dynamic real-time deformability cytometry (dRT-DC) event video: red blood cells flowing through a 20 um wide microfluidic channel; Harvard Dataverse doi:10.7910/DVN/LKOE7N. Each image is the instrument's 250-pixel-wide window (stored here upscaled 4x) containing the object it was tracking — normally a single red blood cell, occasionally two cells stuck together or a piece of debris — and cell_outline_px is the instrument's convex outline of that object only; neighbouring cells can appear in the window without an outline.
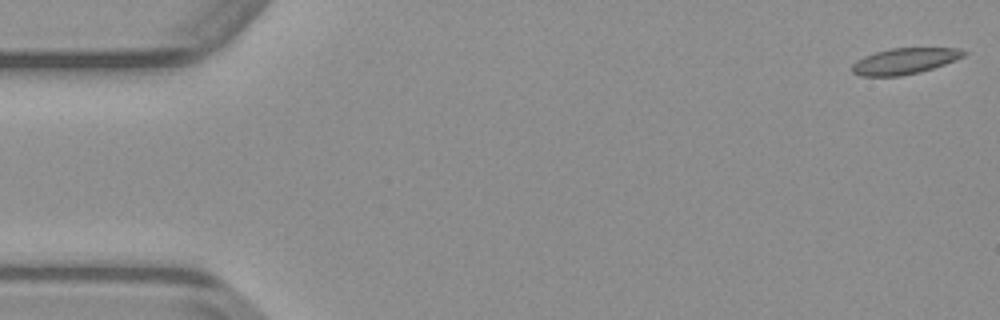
{"species": "common noctule bat (a hibernating species)", "species_latin": "Nyctalus noctula", "temperature_condition": "warm", "stored_images_in_passage": 48, "camera_frame_rate_fps": 3000, "um_per_image_px": 0.085, "animal": {"sex": "male", "body_mass_g": 23.1, "forearm_length_mm": 52.7}, "frame": {"image": 1, "passage_image": 1, "time_ms": 0.0, "image_size_px": [1000, 320], "cell_outline_px": [[968, 52], [964, 56], [944, 64], [920, 72], [900, 76], [860, 76], [852, 72], [852, 64], [856, 60], [864, 56], [876, 52], [892, 48], [960, 48]], "centroid_in_image_um": [76.88, 5.19], "position_along_channel_um": 8.1, "area_um2": 16.88}}
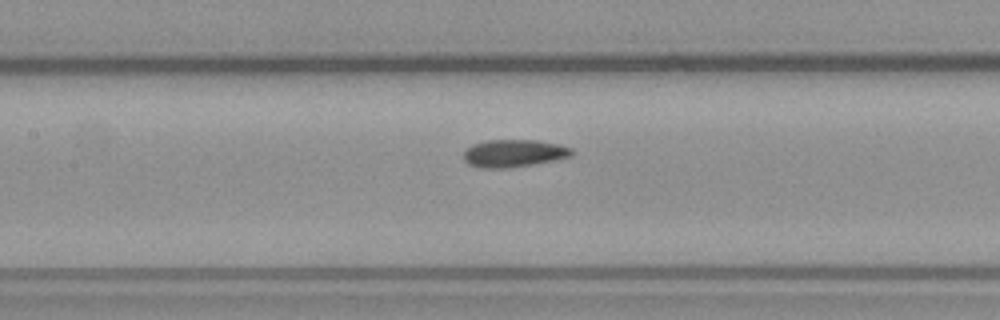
{"frame": {"image": 2, "passage_image": 22, "time_ms": 7.0, "image_size_px": [1000, 320], "cell_outline_px": [[572, 156], [556, 160], [512, 168], [480, 168], [468, 164], [464, 160], [464, 152], [472, 144], [488, 140], [536, 140], [560, 144], [572, 148]], "centroid_in_image_um": [43.69, 13.03], "position_along_channel_um": 163.7, "area_um2": 17.51}}
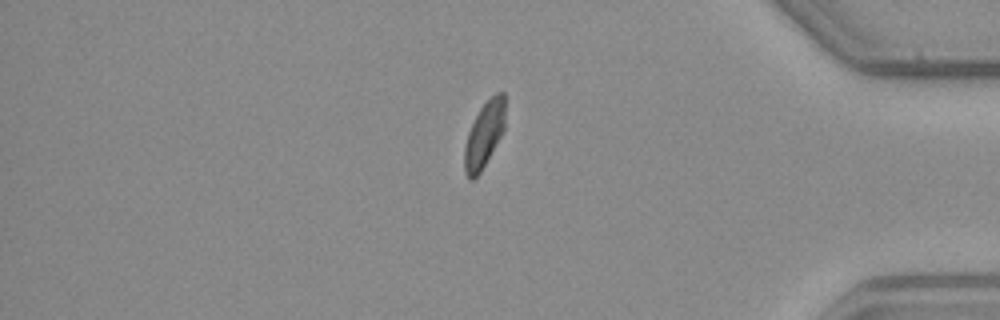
{"frame": {"image": 3, "passage_image": 41, "time_ms": 13.333, "image_size_px": [1000, 320], "cell_outline_px": [[504, 132], [480, 172], [472, 180], [468, 180], [464, 172], [464, 148], [468, 132], [480, 108], [496, 92], [504, 92]], "centroid_in_image_um": [41.15, 11.48], "position_along_channel_um": 394.1, "area_um2": 15.49}}